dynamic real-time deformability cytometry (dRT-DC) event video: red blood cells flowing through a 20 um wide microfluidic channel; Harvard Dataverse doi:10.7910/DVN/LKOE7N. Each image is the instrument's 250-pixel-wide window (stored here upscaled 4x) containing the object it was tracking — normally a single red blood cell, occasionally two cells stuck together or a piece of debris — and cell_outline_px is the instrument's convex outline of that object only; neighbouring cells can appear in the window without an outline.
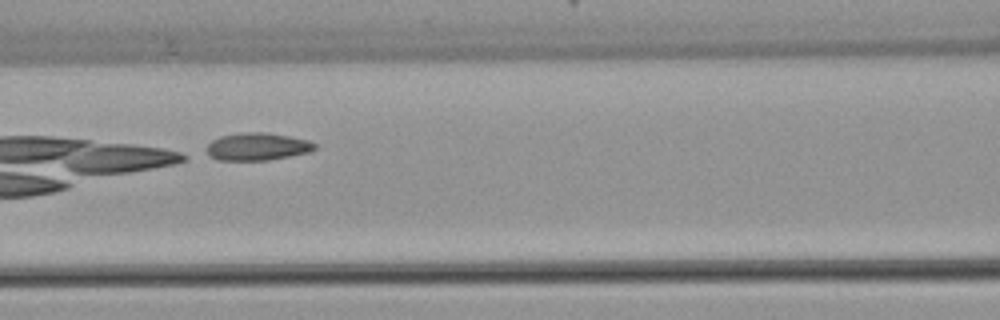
{"species": "common noctule bat (a hibernating species)", "species_latin": "Nyctalus noctula", "temperature_condition": "warm", "stored_images_in_passage": 9, "camera_frame_rate_fps": 3000, "um_per_image_px": 0.085, "animal": {"sex": "female", "body_mass_g": 22.7, "forearm_length_mm": 54.2}, "frame": {"image": 1, "passage_image": 7, "time_ms": 8.0, "image_size_px": [1000, 320], "cell_outline_px": [[316, 148], [308, 152], [268, 160], [216, 160], [208, 152], [208, 144], [212, 140], [220, 136], [248, 132], [268, 132], [308, 140], [316, 144]], "centroid_in_image_um": [21.89, 12.45], "position_along_channel_um": 144.7, "area_um2": 17.11}}
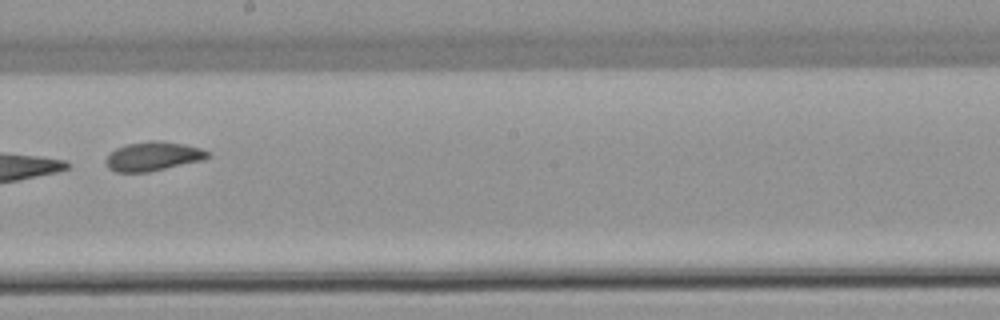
{"frame": {"image": 2, "passage_image": 9, "time_ms": 10.333, "image_size_px": [1000, 320], "cell_outline_px": [[212, 156], [204, 160], [148, 172], [116, 172], [108, 168], [104, 160], [116, 148], [128, 144], [148, 140], [160, 140], [184, 144], [200, 148], [208, 152]], "centroid_in_image_um": [13.03, 13.28], "position_along_channel_um": 235.2, "area_um2": 17.34}}